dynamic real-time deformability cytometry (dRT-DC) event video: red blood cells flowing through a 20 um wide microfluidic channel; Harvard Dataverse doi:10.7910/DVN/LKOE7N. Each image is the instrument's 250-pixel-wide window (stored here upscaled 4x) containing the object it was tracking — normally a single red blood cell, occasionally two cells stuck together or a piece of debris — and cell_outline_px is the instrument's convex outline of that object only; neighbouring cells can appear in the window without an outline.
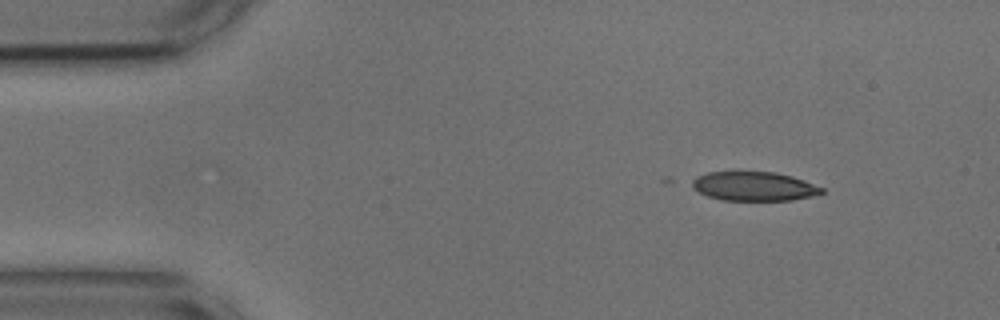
{"species": "common noctule bat (a hibernating species)", "species_latin": "Nyctalus noctula", "temperature_condition": "cold", "stored_images_in_passage": 3, "camera_frame_rate_fps": 3000, "um_per_image_px": 0.085, "animal": {"sex": "male", "body_mass_g": 17.9, "forearm_length_mm": 54.2}, "frame": {"image": 1, "passage_image": 1, "time_ms": 0.0, "image_size_px": [1000, 320], "cell_outline_px": [[824, 192], [812, 196], [792, 200], [724, 200], [708, 196], [692, 188], [688, 180], [696, 176], [708, 172], [776, 172], [792, 176], [804, 180], [824, 188]], "centroid_in_image_um": [64.06, 15.83], "position_along_channel_um": 20.9, "area_um2": 22.08}}
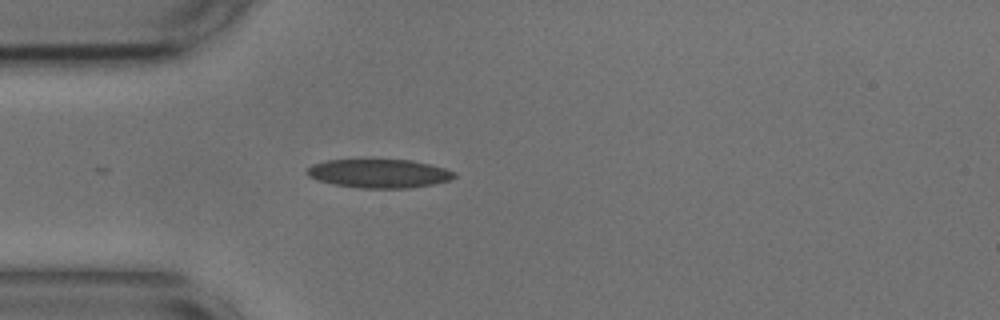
{"frame": {"image": 2, "passage_image": 3, "time_ms": 0.667, "image_size_px": [1000, 320], "cell_outline_px": [[456, 176], [448, 180], [432, 184], [408, 188], [360, 188], [332, 184], [316, 180], [308, 176], [304, 172], [312, 164], [328, 160], [412, 160], [444, 168], [456, 172]], "centroid_in_image_um": [32.17, 14.75], "position_along_channel_um": 52.8, "area_um2": 24.57}}